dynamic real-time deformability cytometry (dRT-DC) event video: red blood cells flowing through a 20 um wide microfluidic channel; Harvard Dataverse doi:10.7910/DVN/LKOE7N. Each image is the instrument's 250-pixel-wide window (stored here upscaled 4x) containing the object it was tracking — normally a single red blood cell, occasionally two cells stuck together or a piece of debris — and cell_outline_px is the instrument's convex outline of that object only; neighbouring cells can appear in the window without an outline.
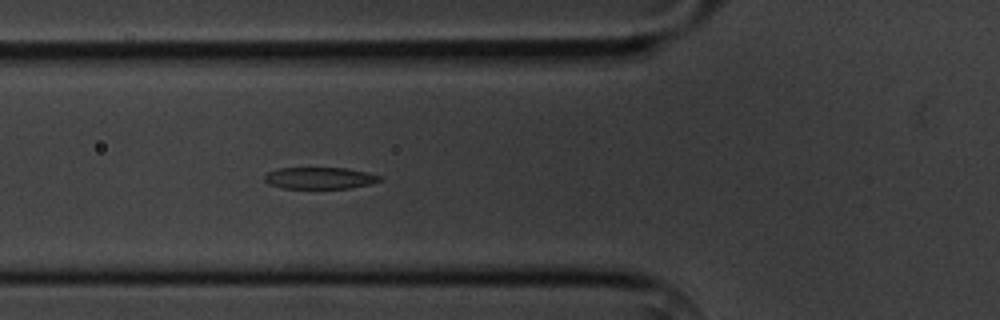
{"species": "common noctule bat (a hibernating species)", "species_latin": "Nyctalus noctula", "temperature_condition": "cold", "stored_images_in_passage": 5, "camera_frame_rate_fps": 3000, "um_per_image_px": 0.085, "animal": {"sex": "male", "body_mass_g": 20.1, "forearm_length_mm": 53.5}, "frame": {"image": 1, "passage_image": 5, "time_ms": 4.667, "image_size_px": [1000, 320], "cell_outline_px": [[380, 180], [368, 184], [352, 188], [284, 188], [268, 184], [264, 180], [264, 176], [268, 172], [276, 168], [348, 168], [380, 176]], "centroid_in_image_um": [27.11, 15.13], "position_along_channel_um": 98.7, "area_um2": 14.39}}